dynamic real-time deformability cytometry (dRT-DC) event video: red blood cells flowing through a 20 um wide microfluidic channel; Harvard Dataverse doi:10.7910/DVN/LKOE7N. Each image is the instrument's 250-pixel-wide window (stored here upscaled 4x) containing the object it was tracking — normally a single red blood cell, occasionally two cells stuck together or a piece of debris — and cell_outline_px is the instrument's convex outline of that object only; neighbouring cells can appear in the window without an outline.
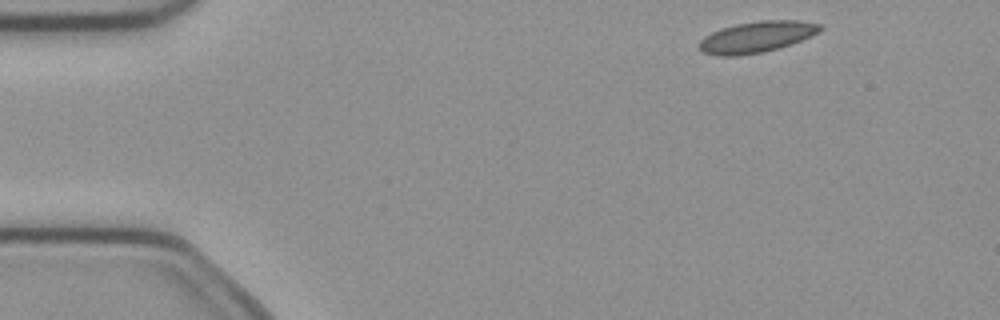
{"species": "common noctule bat (a hibernating species)", "species_latin": "Nyctalus noctula", "temperature_condition": "cold", "stored_images_in_passage": 6, "segment_of_instrument_passage": [2, 2], "camera_frame_rate_fps": 3000, "um_per_image_px": 0.085, "animal": {"sex": "female", "body_mass_g": 21.9}, "frame": {"image": 1, "passage_image": 6, "time_ms": 1.667, "image_size_px": [1000, 320], "cell_outline_px": [[824, 28], [820, 32], [792, 44], [780, 48], [764, 52], [736, 56], [720, 56], [704, 52], [700, 48], [700, 40], [704, 36], [720, 28], [736, 24], [760, 20], [800, 20], [824, 24]], "centroid_in_image_um": [64.38, 3.13], "position_along_channel_um": 20.6, "area_um2": 22.2}}